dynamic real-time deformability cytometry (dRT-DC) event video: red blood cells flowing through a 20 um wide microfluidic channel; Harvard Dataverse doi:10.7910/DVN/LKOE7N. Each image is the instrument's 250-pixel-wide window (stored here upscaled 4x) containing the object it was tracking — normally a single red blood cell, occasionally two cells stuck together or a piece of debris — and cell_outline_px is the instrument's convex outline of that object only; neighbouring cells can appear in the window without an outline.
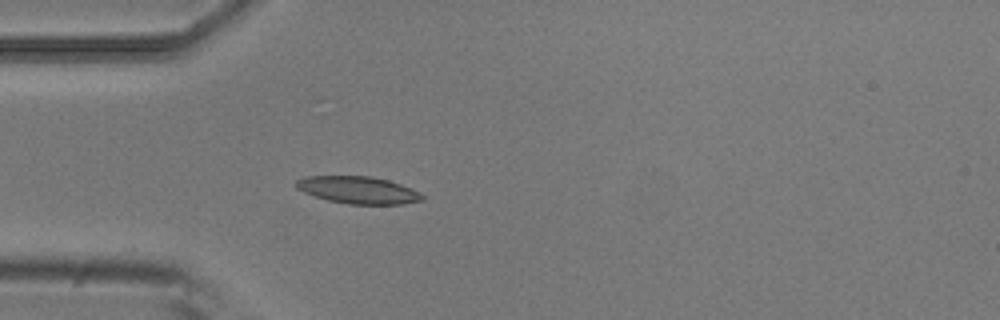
{"species": "common noctule bat (a hibernating species)", "species_latin": "Nyctalus noctula", "temperature_condition": "room temperature", "stored_images_in_passage": 5, "camera_frame_rate_fps": 3000, "um_per_image_px": 0.085, "animal": {"sex": "male", "body_mass_g": 20.5, "forearm_length_mm": 52.5}, "frame": {"image": 1, "passage_image": 5, "time_ms": 1.333, "image_size_px": [1000, 320], "cell_outline_px": [[424, 200], [404, 204], [348, 204], [328, 200], [304, 192], [296, 188], [292, 184], [296, 180], [304, 176], [372, 176], [388, 180], [400, 184], [424, 196]], "centroid_in_image_um": [30.38, 16.15], "position_along_channel_um": 54.6, "area_um2": 19.94}}